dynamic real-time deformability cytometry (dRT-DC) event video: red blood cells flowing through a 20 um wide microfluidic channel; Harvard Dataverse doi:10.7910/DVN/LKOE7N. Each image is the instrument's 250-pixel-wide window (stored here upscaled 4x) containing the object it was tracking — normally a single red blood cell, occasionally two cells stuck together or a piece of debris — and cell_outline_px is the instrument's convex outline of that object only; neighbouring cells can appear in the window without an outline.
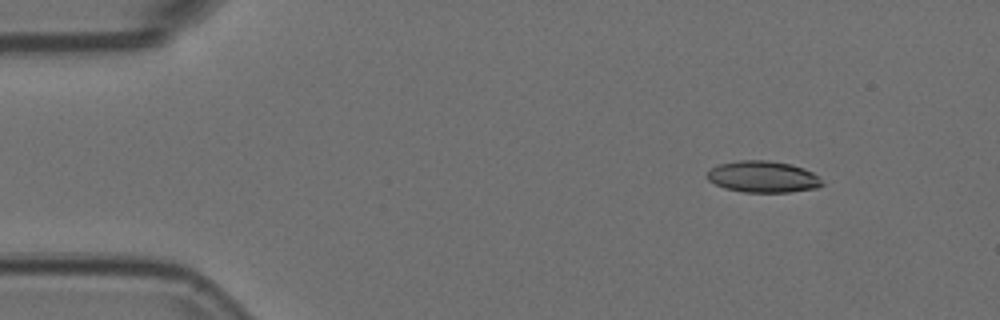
{"species": "Egyptian fruit bat (a non-hibernating species)", "species_latin": "Rousettus aegyptiacus", "temperature_condition": "room temperature", "stored_images_in_passage": 7, "camera_frame_rate_fps": 3000, "um_per_image_px": 0.085, "animal": {"sex": "female"}, "frame": {"image": 1, "passage_image": 2, "time_ms": 0.333, "image_size_px": [1000, 320], "cell_outline_px": [[824, 184], [816, 188], [788, 192], [744, 192], [724, 188], [708, 180], [708, 172], [712, 168], [720, 164], [740, 160], [768, 160], [792, 164], [804, 168], [820, 176]], "centroid_in_image_um": [64.9, 15.02], "position_along_channel_um": 20.1, "area_um2": 21.1}}
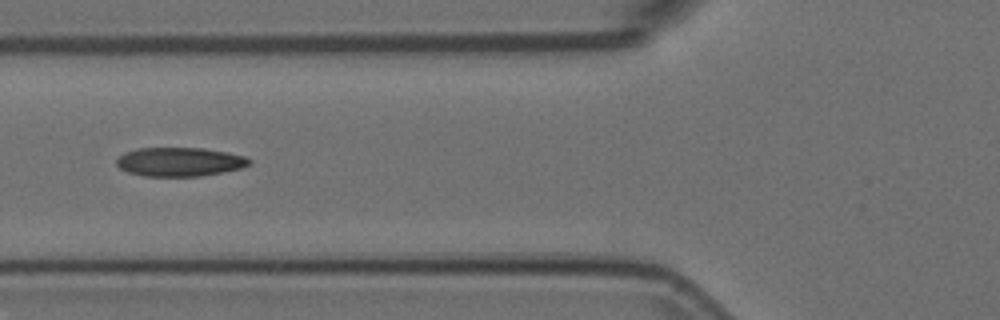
{"frame": {"image": 2, "passage_image": 6, "time_ms": 1.667, "image_size_px": [1000, 320], "cell_outline_px": [[252, 164], [240, 168], [224, 172], [200, 176], [144, 176], [128, 172], [120, 168], [116, 164], [116, 160], [124, 152], [136, 148], [200, 148], [224, 152], [244, 156], [252, 160]], "centroid_in_image_um": [15.26, 13.76], "position_along_channel_um": 110.5, "area_um2": 22.31}}
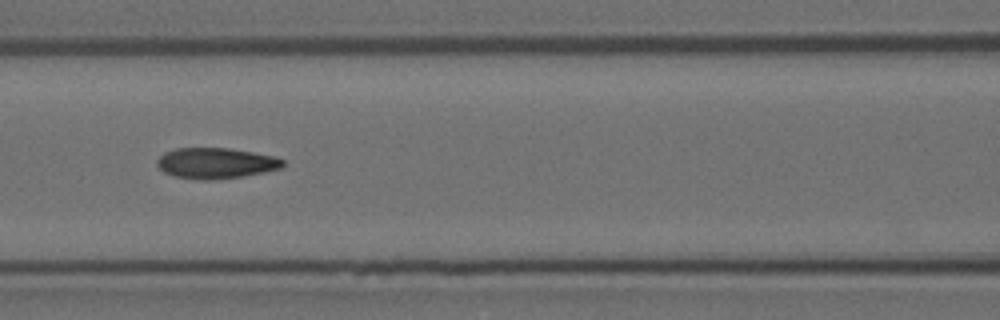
{"frame": {"image": 3, "passage_image": 7, "time_ms": 2.0, "image_size_px": [1000, 320], "cell_outline_px": [[284, 164], [280, 168], [264, 172], [244, 176], [212, 180], [200, 180], [176, 176], [164, 172], [156, 164], [156, 160], [164, 152], [176, 148], [228, 148], [276, 156], [284, 160]], "centroid_in_image_um": [18.34, 13.86], "position_along_channel_um": 148.3, "area_um2": 22.54}}